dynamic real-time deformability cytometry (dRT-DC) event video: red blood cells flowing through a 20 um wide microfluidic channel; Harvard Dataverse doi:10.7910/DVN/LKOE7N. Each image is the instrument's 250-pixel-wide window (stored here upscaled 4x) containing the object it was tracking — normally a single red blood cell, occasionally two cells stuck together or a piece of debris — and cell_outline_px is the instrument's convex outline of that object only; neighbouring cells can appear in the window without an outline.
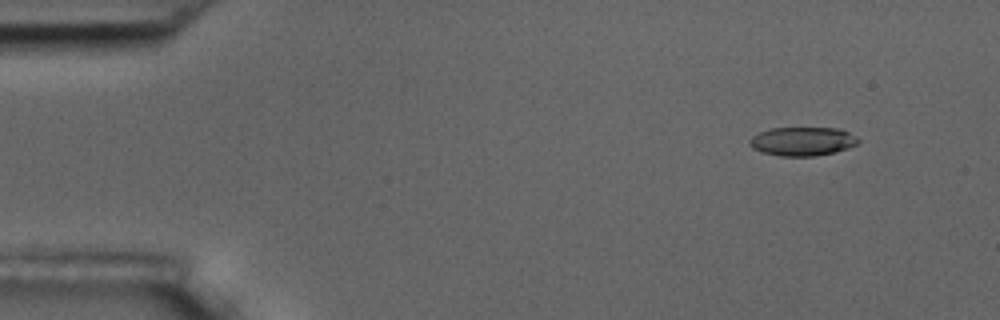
{"species": "common noctule bat (a hibernating species)", "species_latin": "Nyctalus noctula", "temperature_condition": "room temperature", "stored_images_in_passage": 4, "camera_frame_rate_fps": 3000, "um_per_image_px": 0.085, "animal": {"sex": "male", "body_mass_g": 17.5, "forearm_length_mm": 52.3}, "frame": {"image": 1, "passage_image": 1, "time_ms": 0.0, "image_size_px": [1000, 320], "cell_outline_px": [[860, 144], [836, 152], [816, 156], [780, 156], [764, 152], [752, 148], [748, 144], [748, 140], [752, 136], [760, 132], [772, 128], [840, 128], [856, 136], [860, 140]], "centroid_in_image_um": [68.24, 12.02], "position_along_channel_um": 16.8, "area_um2": 18.38}}
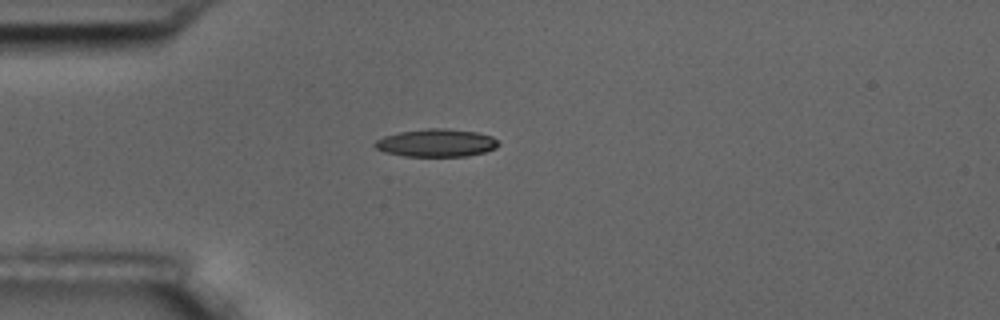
{"frame": {"image": 2, "passage_image": 4, "time_ms": 3.333, "image_size_px": [1000, 320], "cell_outline_px": [[500, 144], [496, 148], [484, 152], [464, 156], [404, 156], [384, 152], [376, 148], [372, 144], [376, 140], [384, 136], [400, 132], [428, 128], [444, 128], [476, 132], [492, 136]], "centroid_in_image_um": [37.07, 12.14], "position_along_channel_um": 47.9, "area_um2": 19.94}}